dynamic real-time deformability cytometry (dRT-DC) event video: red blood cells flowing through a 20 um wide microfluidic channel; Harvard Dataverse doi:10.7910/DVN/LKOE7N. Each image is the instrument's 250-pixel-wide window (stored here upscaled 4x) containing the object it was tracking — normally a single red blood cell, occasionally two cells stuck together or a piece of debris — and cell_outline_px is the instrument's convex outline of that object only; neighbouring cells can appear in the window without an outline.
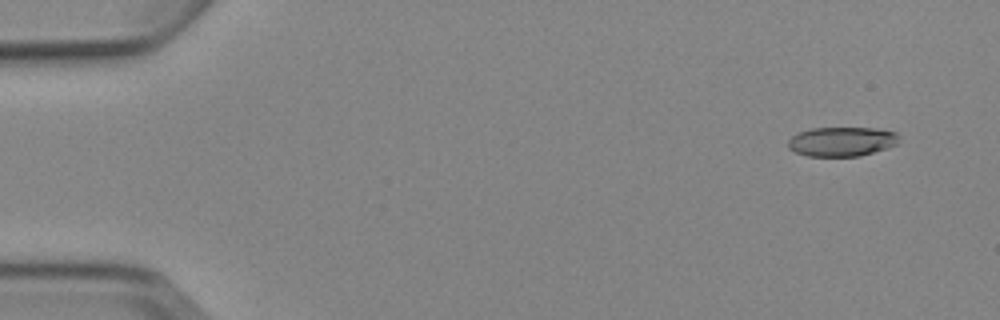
{"species": "Egyptian fruit bat (a non-hibernating species)", "species_latin": "Rousettus aegyptiacus", "temperature_condition": "cold", "stored_images_in_passage": 9, "camera_frame_rate_fps": 3000, "um_per_image_px": 0.085, "animal": {"sex": "female"}, "frame": {"image": 1, "passage_image": 1, "time_ms": 0.0, "image_size_px": [1000, 320], "cell_outline_px": [[900, 136], [896, 144], [888, 148], [860, 156], [808, 156], [796, 152], [788, 148], [788, 140], [792, 136], [800, 132], [812, 128], [876, 128], [896, 132]], "centroid_in_image_um": [71.57, 12.03], "position_along_channel_um": 13.4, "area_um2": 19.02}}
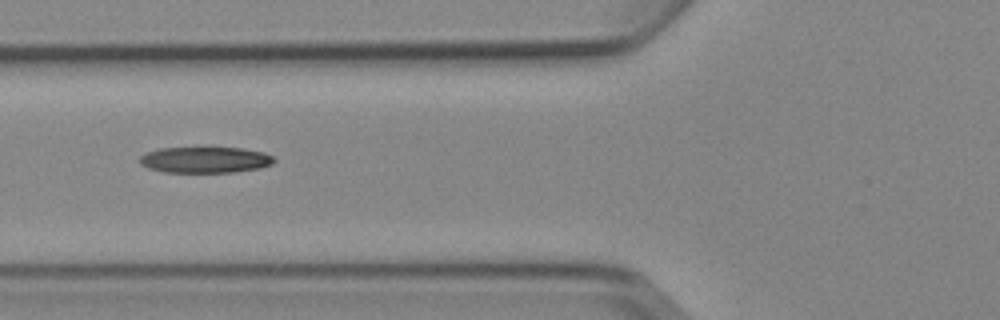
{"frame": {"image": 2, "passage_image": 6, "time_ms": 5.667, "image_size_px": [1000, 320], "cell_outline_px": [[276, 160], [272, 164], [260, 168], [236, 172], [164, 172], [148, 168], [140, 164], [140, 156], [148, 152], [160, 148], [240, 148], [264, 152], [272, 156]], "centroid_in_image_um": [17.45, 13.59], "position_along_channel_um": 108.3, "area_um2": 20.35}}
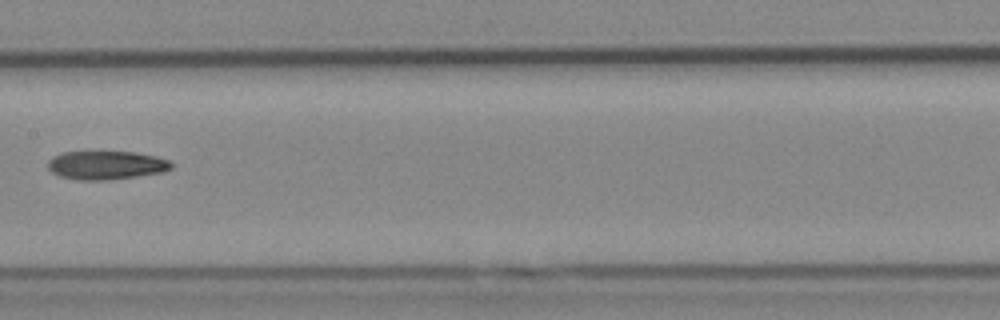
{"frame": {"image": 3, "passage_image": 8, "time_ms": 8.0, "image_size_px": [1000, 320], "cell_outline_px": [[172, 168], [164, 172], [108, 180], [76, 180], [60, 176], [52, 172], [48, 168], [48, 160], [52, 156], [64, 152], [136, 152], [156, 156], [168, 160], [172, 164]], "centroid_in_image_um": [9.02, 14.04], "position_along_channel_um": 198.4, "area_um2": 20.58}}